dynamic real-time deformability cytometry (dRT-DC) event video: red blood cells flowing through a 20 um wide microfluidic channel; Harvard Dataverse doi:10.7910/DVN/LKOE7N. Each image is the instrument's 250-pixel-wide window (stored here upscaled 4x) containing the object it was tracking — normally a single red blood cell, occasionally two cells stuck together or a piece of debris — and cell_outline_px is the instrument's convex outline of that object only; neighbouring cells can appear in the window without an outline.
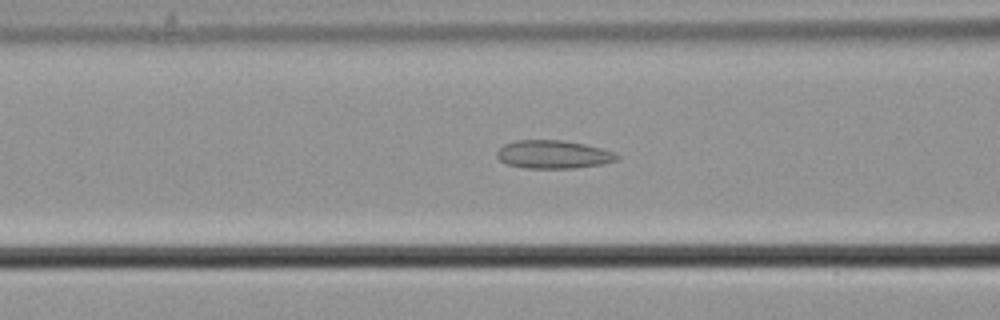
{"species": "common noctule bat (a hibernating species)", "species_latin": "Nyctalus noctula", "temperature_condition": "cold", "stored_images_in_passage": 55, "camera_frame_rate_fps": 3000, "um_per_image_px": 0.085, "animal": {"sex": "male", "body_mass_g": 21.5, "forearm_length_mm": 52.0}, "frame": {"image": 1, "passage_image": 22, "time_ms": 7.0, "image_size_px": [1000, 320], "cell_outline_px": [[620, 160], [604, 164], [576, 168], [524, 168], [508, 164], [500, 160], [496, 156], [496, 152], [504, 144], [516, 140], [564, 140], [584, 144], [600, 148], [612, 152], [620, 156]], "centroid_in_image_um": [47.05, 13.13], "position_along_channel_um": 119.6, "area_um2": 19.83}}
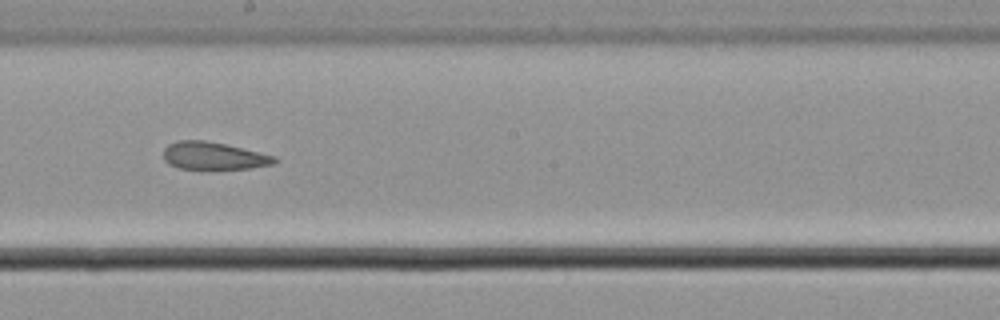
{"frame": {"image": 2, "passage_image": 31, "time_ms": 10.0, "image_size_px": [1000, 320], "cell_outline_px": [[280, 160], [272, 164], [252, 168], [200, 172], [180, 168], [168, 164], [164, 160], [164, 148], [168, 144], [176, 140], [204, 140], [224, 144], [276, 156]], "centroid_in_image_um": [18.13, 13.3], "position_along_channel_um": 230.1, "area_um2": 18.67}}
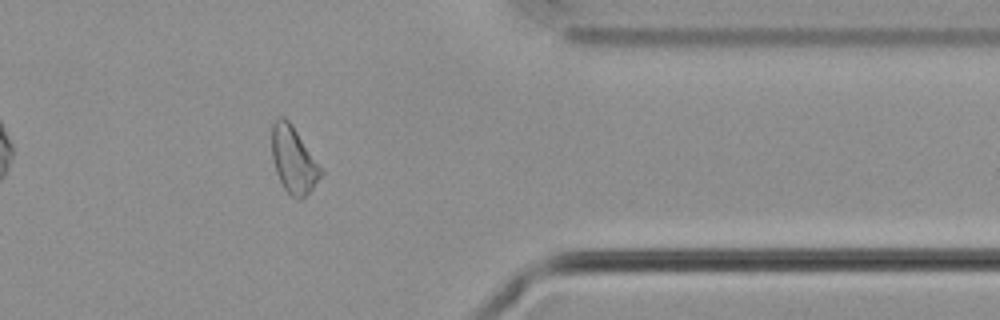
{"frame": {"image": 3, "passage_image": 45, "time_ms": 14.667, "image_size_px": [1000, 320], "cell_outline_px": [[324, 172], [312, 188], [300, 200], [296, 200], [284, 188], [276, 172], [272, 156], [272, 124], [280, 116], [284, 116], [292, 124]], "centroid_in_image_um": [24.94, 13.58], "position_along_channel_um": 386.5, "area_um2": 18.73}, "authors_computed_cell_mechanics": {"area_um2": 19.9988, "velocity_mm_per_s": 3.6832, "shape_relaxation_time_tau1_ms": null, "shape_relaxation_time_tau2_ms": 3.2506, "deformation_change_tau1": null, "deformation_change_tau2": 0.0871}}